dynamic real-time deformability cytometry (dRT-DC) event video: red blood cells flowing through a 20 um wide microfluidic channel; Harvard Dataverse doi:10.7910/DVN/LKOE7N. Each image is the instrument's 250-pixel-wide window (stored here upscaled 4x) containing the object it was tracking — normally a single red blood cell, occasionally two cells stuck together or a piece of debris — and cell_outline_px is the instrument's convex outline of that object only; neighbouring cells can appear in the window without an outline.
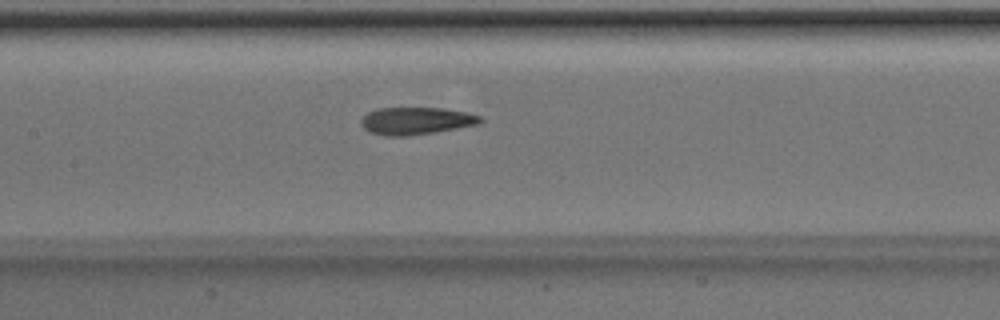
{"species": "Egyptian fruit bat (a non-hibernating species)", "species_latin": "Rousettus aegyptiacus", "temperature_condition": "room temperature", "stored_images_in_passage": 50, "camera_frame_rate_fps": 3000, "um_per_image_px": 0.085, "animal": {"sex": "male"}, "frame": {"image": 1, "passage_image": 24, "time_ms": 7.667, "image_size_px": [1000, 320], "cell_outline_px": [[484, 120], [480, 124], [408, 136], [384, 136], [368, 132], [360, 124], [360, 120], [368, 112], [376, 108], [444, 108], [464, 112], [480, 116]], "centroid_in_image_um": [35.33, 10.27], "position_along_channel_um": 172.1, "area_um2": 19.02}}
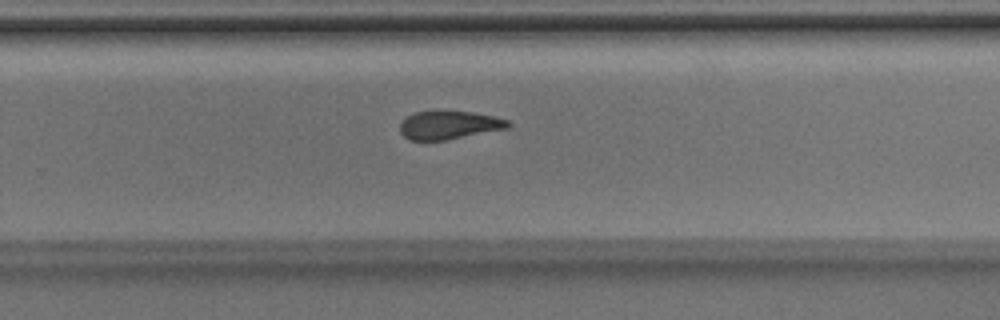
{"frame": {"image": 2, "passage_image": 33, "time_ms": 10.667, "image_size_px": [1000, 320], "cell_outline_px": [[512, 124], [508, 128], [444, 140], [408, 140], [400, 132], [400, 124], [408, 116], [416, 112], [472, 112], [496, 116], [512, 120]], "centroid_in_image_um": [38.23, 10.64], "position_along_channel_um": 291.6, "area_um2": 17.63}}
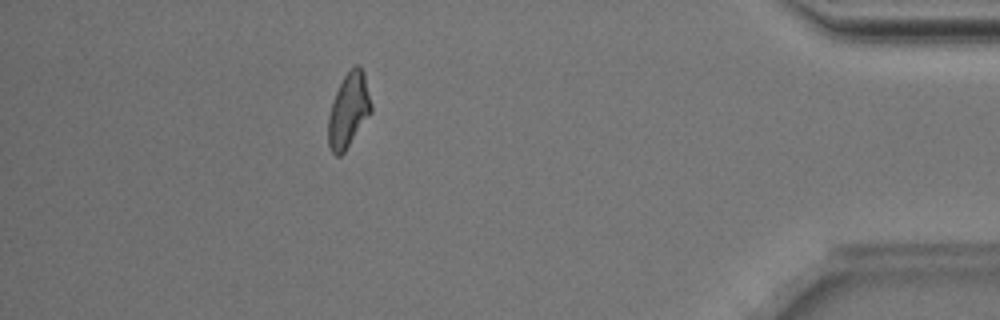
{"frame": {"image": 3, "passage_image": 45, "time_ms": 14.667, "image_size_px": [1000, 320], "cell_outline_px": [[372, 112], [344, 152], [340, 156], [336, 156], [332, 152], [328, 144], [328, 116], [336, 92], [344, 76], [356, 64], [360, 64], [364, 72], [372, 104]], "centroid_in_image_um": [29.64, 9.37], "position_along_channel_um": 405.6, "area_um2": 18.55}, "authors_computed_cell_mechanics": {"area_um2": 19.0162, "velocity_mm_per_s": 4.0265, "shape_relaxation_time_tau1_ms": 6.9117, "shape_relaxation_time_tau2_ms": 3.3091, "deformation_change_tau1": 0.1904, "deformation_change_tau2": 0.1159}}